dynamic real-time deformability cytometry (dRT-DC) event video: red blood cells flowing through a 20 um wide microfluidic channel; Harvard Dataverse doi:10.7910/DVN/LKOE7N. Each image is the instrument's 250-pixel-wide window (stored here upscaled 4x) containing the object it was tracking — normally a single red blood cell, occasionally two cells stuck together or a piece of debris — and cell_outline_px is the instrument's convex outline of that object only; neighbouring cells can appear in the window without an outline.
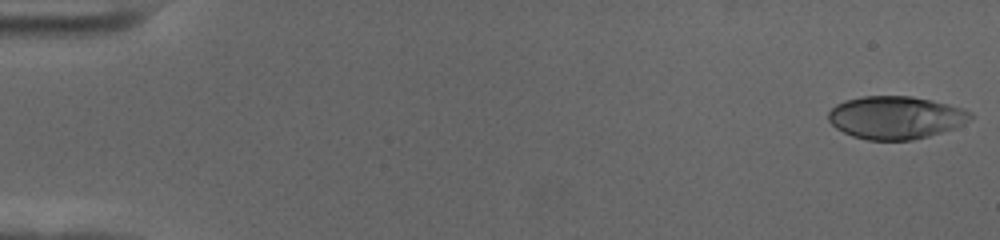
{"species": "human", "species_latin": "Homo sapiens", "temperature_condition": "cold", "stored_images_in_passage": 57, "camera_frame_rate_fps": 3000, "um_per_image_px": 0.085, "donor": {"sex": "female"}, "frame": {"image": 1, "passage_image": 1, "time_ms": 0.0, "image_size_px": [1000, 240], "cell_outline_px": [[976, 116], [956, 128], [928, 136], [912, 140], [868, 140], [852, 136], [836, 128], [828, 120], [828, 112], [836, 104], [844, 100], [864, 96], [912, 96], [932, 100], [964, 108], [972, 112]], "centroid_in_image_um": [76.16, 9.98], "position_along_channel_um": 8.8, "area_um2": 35.72}}
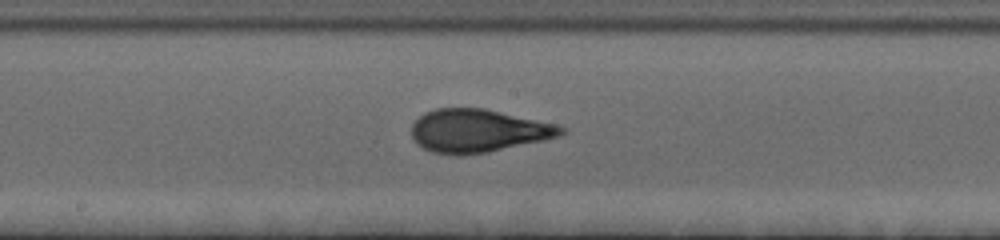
{"frame": {"image": 2, "passage_image": 31, "time_ms": 10.0, "image_size_px": [1000, 240], "cell_outline_px": [[568, 132], [560, 136], [544, 140], [488, 152], [464, 156], [456, 156], [432, 152], [416, 144], [412, 136], [412, 124], [424, 112], [436, 108], [484, 108], [556, 124], [568, 128]], "centroid_in_image_um": [40.65, 11.12], "position_along_channel_um": 207.6, "area_um2": 37.86}}
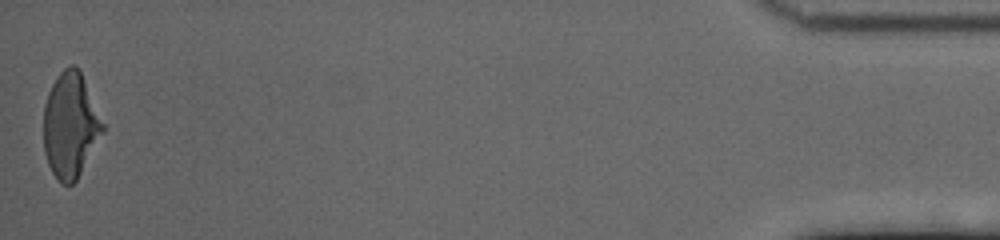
{"frame": {"image": 3, "passage_image": 57, "time_ms": 18.667, "image_size_px": [1000, 240], "cell_outline_px": [[104, 132], [76, 180], [72, 184], [60, 184], [52, 172], [48, 164], [44, 152], [44, 104], [48, 92], [56, 76], [64, 68], [72, 64], [80, 68], [104, 124]], "centroid_in_image_um": [5.98, 10.63], "position_along_channel_um": 429.2, "area_um2": 36.36}, "authors_computed_cell_mechanics": {"area_um2": 36.1828, "velocity_mm_per_s": 3.5493, "shape_relaxation_time_tau1_ms": 4.2509, "shape_relaxation_time_tau2_ms": 0.9575, "deformation_change_tau1": 0.1895, "deformation_change_tau2": 0.0877}}